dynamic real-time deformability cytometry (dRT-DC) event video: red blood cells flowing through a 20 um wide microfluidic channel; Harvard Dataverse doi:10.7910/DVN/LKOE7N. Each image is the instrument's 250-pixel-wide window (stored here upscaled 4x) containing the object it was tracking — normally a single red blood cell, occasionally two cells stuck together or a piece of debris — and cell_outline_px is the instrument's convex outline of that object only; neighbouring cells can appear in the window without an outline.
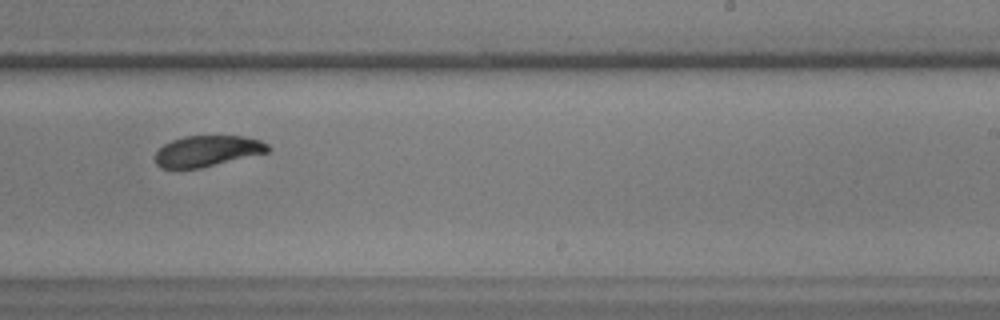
{"species": "common noctule bat (a hibernating species)", "species_latin": "Nyctalus noctula", "temperature_condition": "warm", "stored_images_in_passage": 27, "camera_frame_rate_fps": 3000, "um_per_image_px": 0.085, "animal": {"sex": "male", "body_mass_g": 17.9, "forearm_length_mm": 54.2}, "frame": {"image": 1, "passage_image": 19, "time_ms": 6.0, "image_size_px": [1000, 320], "cell_outline_px": [[272, 148], [268, 152], [200, 168], [160, 168], [156, 164], [156, 152], [164, 144], [172, 140], [184, 136], [244, 136], [260, 140], [268, 144]], "centroid_in_image_um": [17.64, 12.83], "position_along_channel_um": 271.4, "area_um2": 20.23}}